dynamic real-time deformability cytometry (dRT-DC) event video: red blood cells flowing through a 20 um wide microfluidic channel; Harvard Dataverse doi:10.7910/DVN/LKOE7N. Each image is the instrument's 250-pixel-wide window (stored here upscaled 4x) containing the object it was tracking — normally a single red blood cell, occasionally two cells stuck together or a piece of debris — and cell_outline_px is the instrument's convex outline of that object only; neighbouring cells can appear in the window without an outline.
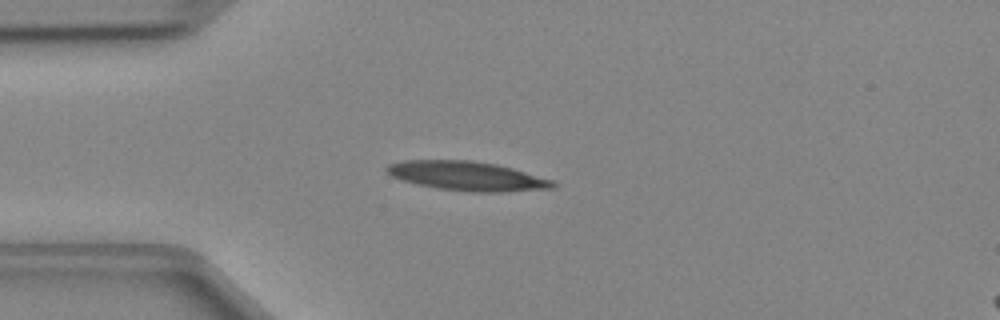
{"species": "Egyptian fruit bat (a non-hibernating species)", "species_latin": "Rousettus aegyptiacus", "temperature_condition": "cold", "stored_images_in_passage": 36, "camera_frame_rate_fps": 3000, "um_per_image_px": 0.085, "animal": {"sex": "female"}, "frame": {"image": 1, "passage_image": 1, "time_ms": 0.0, "image_size_px": [1000, 320], "cell_outline_px": [[556, 188], [504, 192], [476, 192], [436, 188], [404, 180], [392, 176], [384, 168], [388, 164], [404, 160], [472, 160], [496, 164], [512, 168], [552, 180], [556, 184]], "centroid_in_image_um": [39.73, 14.96], "position_along_channel_um": 45.3, "area_um2": 28.09}}
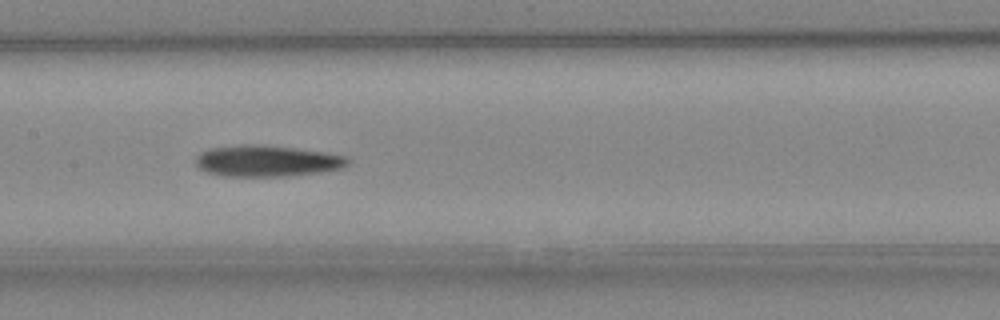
{"frame": {"image": 2, "passage_image": 12, "time_ms": 3.667, "image_size_px": [1000, 320], "cell_outline_px": [[352, 160], [348, 164], [340, 168], [320, 172], [288, 176], [220, 176], [208, 172], [200, 168], [196, 164], [196, 156], [200, 152], [208, 148], [244, 144], [256, 144], [292, 148], [324, 152], [348, 156]], "centroid_in_image_um": [22.68, 13.68], "position_along_channel_um": 184.7, "area_um2": 27.74}}
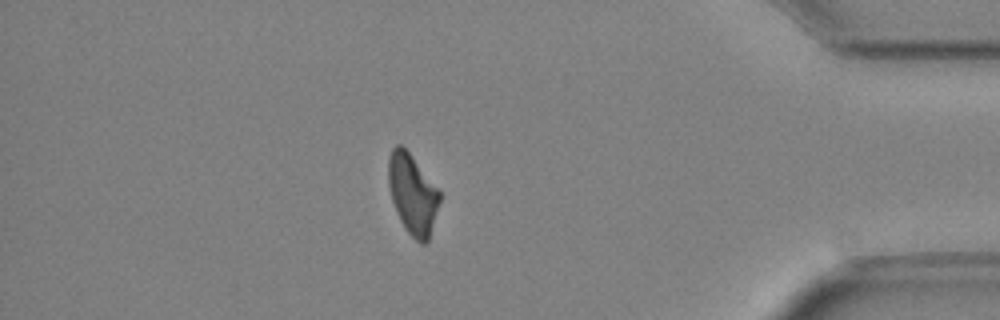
{"frame": {"image": 3, "passage_image": 30, "time_ms": 9.667, "image_size_px": [1000, 320], "cell_outline_px": [[440, 200], [428, 240], [424, 244], [420, 244], [408, 232], [400, 220], [396, 212], [392, 200], [388, 184], [388, 156], [392, 148], [396, 144], [400, 144], [408, 152], [440, 192]], "centroid_in_image_um": [35.03, 16.49], "position_along_channel_um": 400.2, "area_um2": 23.47}}